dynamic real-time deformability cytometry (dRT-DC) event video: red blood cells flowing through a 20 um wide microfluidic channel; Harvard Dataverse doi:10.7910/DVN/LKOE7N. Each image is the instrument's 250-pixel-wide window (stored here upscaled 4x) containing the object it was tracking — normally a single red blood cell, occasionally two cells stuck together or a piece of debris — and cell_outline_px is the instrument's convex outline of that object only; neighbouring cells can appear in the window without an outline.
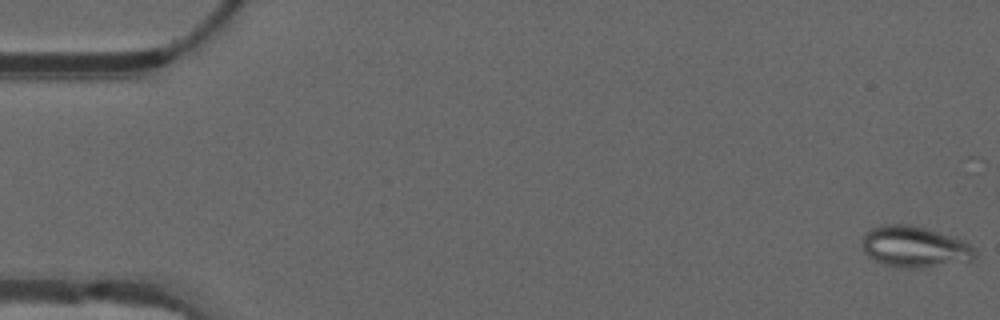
{"species": "common noctule bat (a hibernating species)", "species_latin": "Nyctalus noctula", "temperature_condition": "warm", "stored_images_in_passage": 30, "camera_frame_rate_fps": 3000, "um_per_image_px": 0.085, "animal": {"sex": "male", "forearm_length_mm": 52.5}, "frame": {"image": 1, "passage_image": 1, "time_ms": 0.0, "image_size_px": [1000, 320], "cell_outline_px": [[976, 256], [972, 260], [920, 268], [904, 268], [884, 264], [868, 256], [864, 252], [860, 244], [864, 236], [872, 228], [884, 224], [908, 224], [924, 228], [964, 240], [976, 248]], "centroid_in_image_um": [77.74, 20.98], "position_along_channel_um": 7.3, "area_um2": 26.93}}
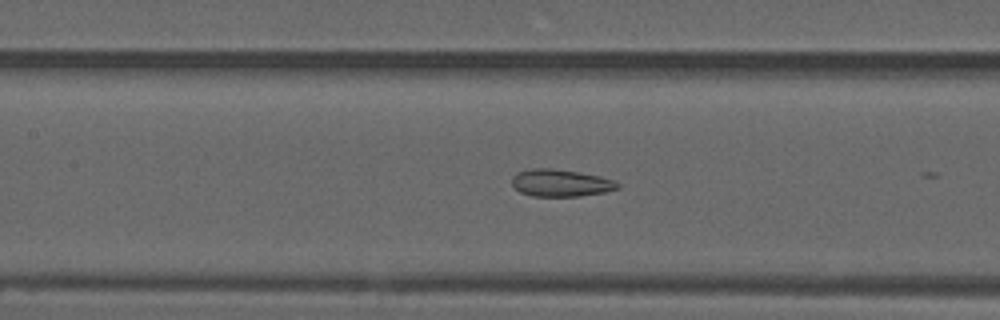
{"frame": {"image": 2, "passage_image": 25, "time_ms": 8.0, "image_size_px": [1000, 320], "cell_outline_px": [[620, 188], [604, 192], [580, 196], [532, 196], [520, 192], [512, 184], [512, 176], [516, 172], [532, 168], [552, 168], [600, 176], [612, 180], [620, 184]], "centroid_in_image_um": [47.63, 15.55], "position_along_channel_um": 159.8, "area_um2": 16.7}}
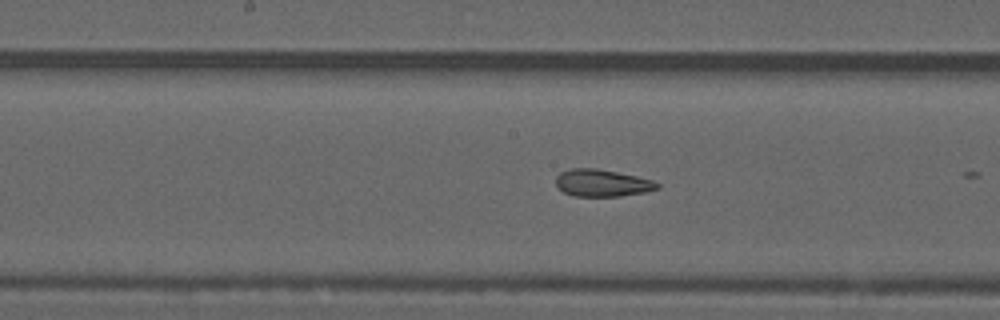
{"frame": {"image": 3, "passage_image": 28, "time_ms": 9.0, "image_size_px": [1000, 320], "cell_outline_px": [[660, 188], [644, 192], [620, 196], [576, 196], [564, 192], [556, 184], [556, 176], [560, 172], [572, 168], [596, 168], [636, 176], [652, 180], [660, 184]], "centroid_in_image_um": [51.18, 15.55], "position_along_channel_um": 197.0, "area_um2": 15.9}}